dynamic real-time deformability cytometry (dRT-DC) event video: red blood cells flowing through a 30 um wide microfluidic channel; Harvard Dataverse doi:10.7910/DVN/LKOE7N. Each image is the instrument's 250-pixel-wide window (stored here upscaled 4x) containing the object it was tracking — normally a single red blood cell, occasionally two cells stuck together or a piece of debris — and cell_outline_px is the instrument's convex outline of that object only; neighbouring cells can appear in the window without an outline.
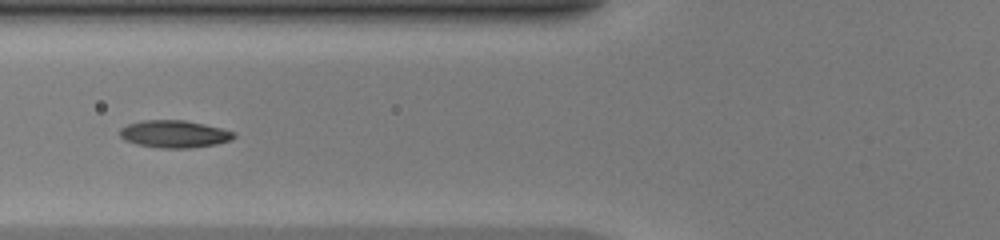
{"species": "common noctule bat (a hibernating species)", "species_latin": "Nyctalus noctula", "temperature_condition": "warm", "stored_images_in_passage": 49, "camera_frame_rate_fps": 3000, "um_per_image_px": 0.085, "animal": {"sex": "female", "body_mass_g": 20.0, "forearm_length_mm": 54.0}, "frame": {"image": 1, "passage_image": 20, "time_ms": 6.333, "image_size_px": [1000, 240], "cell_outline_px": [[236, 136], [232, 140], [216, 144], [192, 148], [160, 148], [136, 144], [124, 140], [120, 136], [120, 128], [128, 124], [140, 120], [184, 120], [204, 124], [236, 132]], "centroid_in_image_um": [14.82, 11.39], "position_along_channel_um": 111.0, "area_um2": 18.32}}
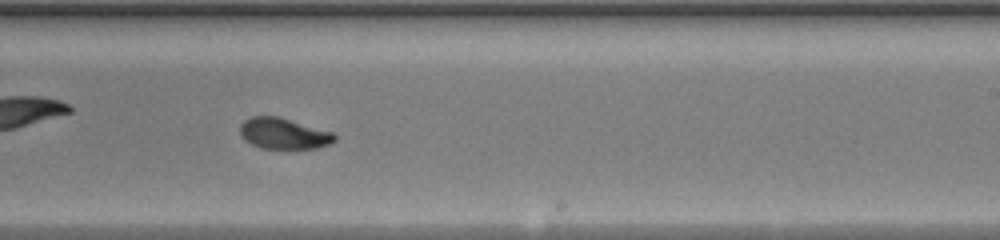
{"frame": {"image": 2, "passage_image": 31, "time_ms": 10.0, "image_size_px": [1000, 240], "cell_outline_px": [[336, 140], [328, 144], [316, 148], [260, 148], [244, 140], [240, 136], [240, 124], [244, 120], [252, 116], [276, 116], [332, 132], [336, 136]], "centroid_in_image_um": [24.06, 11.35], "position_along_channel_um": 264.9, "area_um2": 16.88}}
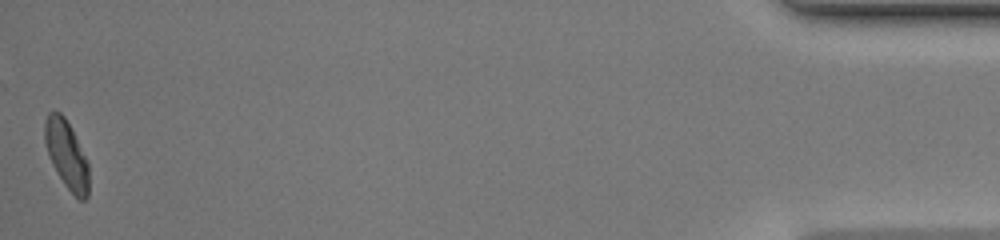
{"frame": {"image": 3, "passage_image": 49, "time_ms": 16.0, "image_size_px": [1000, 240], "cell_outline_px": [[88, 196], [84, 200], [80, 200], [64, 184], [52, 164], [48, 156], [44, 140], [44, 120], [48, 112], [60, 112], [64, 116], [88, 164]], "centroid_in_image_um": [5.62, 13.14], "position_along_channel_um": 429.6, "area_um2": 17.05}, "authors_computed_cell_mechanics": {"area_um2": 17.2244, "velocity_mm_per_s": 4.2035, "shape_relaxation_time_tau1_ms": 4.0562, "shape_relaxation_time_tau2_ms": 1.2787, "deformation_change_tau1": 0.1585, "deformation_change_tau2": 0.052}}